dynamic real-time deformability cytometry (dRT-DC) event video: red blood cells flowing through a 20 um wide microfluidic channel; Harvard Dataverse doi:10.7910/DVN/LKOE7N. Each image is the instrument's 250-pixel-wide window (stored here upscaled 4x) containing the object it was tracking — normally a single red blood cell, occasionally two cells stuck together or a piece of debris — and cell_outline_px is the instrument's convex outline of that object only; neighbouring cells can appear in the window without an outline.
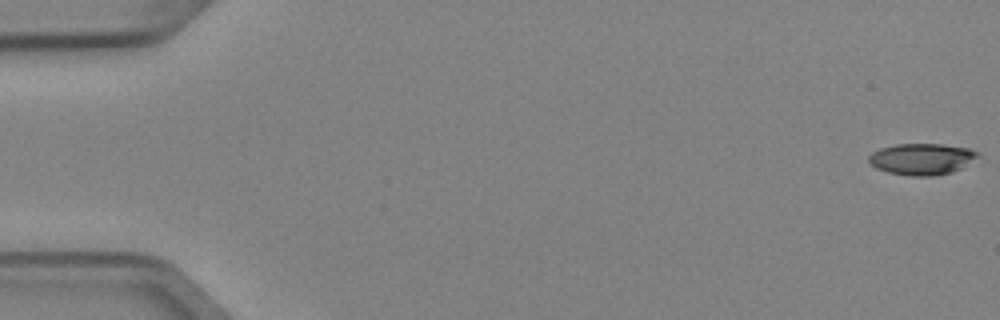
{"species": "Egyptian fruit bat (a non-hibernating species)", "species_latin": "Rousettus aegyptiacus", "temperature_condition": "cold", "stored_images_in_passage": 6, "segment_of_instrument_passage": [1, 2], "camera_frame_rate_fps": 3000, "um_per_image_px": 0.085, "animal": {"sex": "female"}, "frame": {"image": 1, "passage_image": 1, "time_ms": 0.0, "image_size_px": [1000, 320], "cell_outline_px": [[980, 156], [960, 168], [952, 172], [932, 176], [912, 176], [888, 172], [876, 168], [868, 160], [868, 156], [872, 152], [880, 148], [896, 144], [940, 144], [968, 148], [980, 152]], "centroid_in_image_um": [78.35, 13.51], "position_along_channel_um": 6.6, "area_um2": 19.88}}
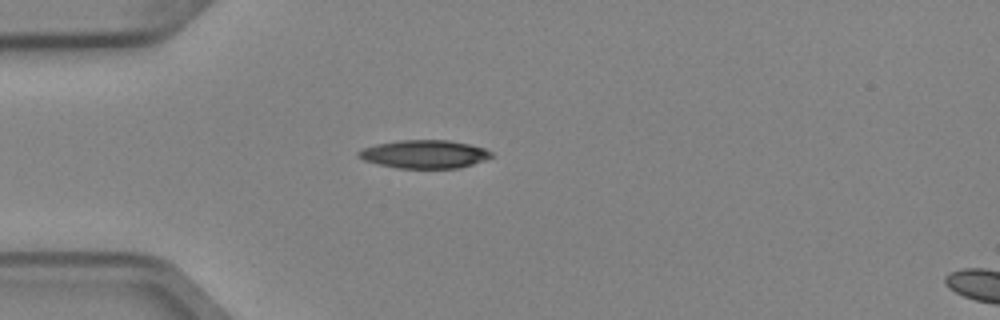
{"frame": {"image": 2, "passage_image": 5, "time_ms": 1.333, "image_size_px": [1000, 320], "cell_outline_px": [[492, 156], [484, 160], [460, 168], [396, 168], [364, 160], [356, 156], [356, 152], [364, 148], [376, 144], [400, 140], [448, 140], [468, 144], [484, 148], [492, 152]], "centroid_in_image_um": [36.06, 13.1], "position_along_channel_um": 48.9, "area_um2": 21.73}}